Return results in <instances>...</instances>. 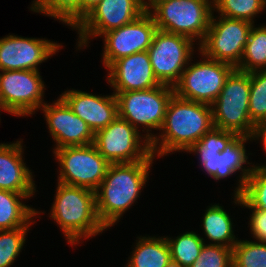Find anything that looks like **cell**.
Segmentation results:
<instances>
[{
	"label": "cell",
	"instance_id": "cell-18",
	"mask_svg": "<svg viewBox=\"0 0 266 267\" xmlns=\"http://www.w3.org/2000/svg\"><path fill=\"white\" fill-rule=\"evenodd\" d=\"M107 71V83L115 92L146 90L162 85L154 75L147 51L120 58Z\"/></svg>",
	"mask_w": 266,
	"mask_h": 267
},
{
	"label": "cell",
	"instance_id": "cell-26",
	"mask_svg": "<svg viewBox=\"0 0 266 267\" xmlns=\"http://www.w3.org/2000/svg\"><path fill=\"white\" fill-rule=\"evenodd\" d=\"M169 248L171 260L183 267H190L199 257L205 240L193 231H186L177 237H165Z\"/></svg>",
	"mask_w": 266,
	"mask_h": 267
},
{
	"label": "cell",
	"instance_id": "cell-22",
	"mask_svg": "<svg viewBox=\"0 0 266 267\" xmlns=\"http://www.w3.org/2000/svg\"><path fill=\"white\" fill-rule=\"evenodd\" d=\"M126 267H166L171 261L170 248L164 237H137Z\"/></svg>",
	"mask_w": 266,
	"mask_h": 267
},
{
	"label": "cell",
	"instance_id": "cell-12",
	"mask_svg": "<svg viewBox=\"0 0 266 267\" xmlns=\"http://www.w3.org/2000/svg\"><path fill=\"white\" fill-rule=\"evenodd\" d=\"M252 26L246 20L216 17L213 11L210 26L198 50L208 58L236 68L241 62Z\"/></svg>",
	"mask_w": 266,
	"mask_h": 267
},
{
	"label": "cell",
	"instance_id": "cell-9",
	"mask_svg": "<svg viewBox=\"0 0 266 267\" xmlns=\"http://www.w3.org/2000/svg\"><path fill=\"white\" fill-rule=\"evenodd\" d=\"M0 72L1 111L16 115V117H28V115L35 114L46 103L43 99L45 85L39 71L9 70Z\"/></svg>",
	"mask_w": 266,
	"mask_h": 267
},
{
	"label": "cell",
	"instance_id": "cell-11",
	"mask_svg": "<svg viewBox=\"0 0 266 267\" xmlns=\"http://www.w3.org/2000/svg\"><path fill=\"white\" fill-rule=\"evenodd\" d=\"M194 41L186 36L157 30L147 52L157 80L174 87L194 54ZM194 45V47H193Z\"/></svg>",
	"mask_w": 266,
	"mask_h": 267
},
{
	"label": "cell",
	"instance_id": "cell-38",
	"mask_svg": "<svg viewBox=\"0 0 266 267\" xmlns=\"http://www.w3.org/2000/svg\"><path fill=\"white\" fill-rule=\"evenodd\" d=\"M166 267H183L182 265H180L179 263L177 262H174V261H170Z\"/></svg>",
	"mask_w": 266,
	"mask_h": 267
},
{
	"label": "cell",
	"instance_id": "cell-31",
	"mask_svg": "<svg viewBox=\"0 0 266 267\" xmlns=\"http://www.w3.org/2000/svg\"><path fill=\"white\" fill-rule=\"evenodd\" d=\"M30 227L0 230V267H10L19 256L26 242Z\"/></svg>",
	"mask_w": 266,
	"mask_h": 267
},
{
	"label": "cell",
	"instance_id": "cell-2",
	"mask_svg": "<svg viewBox=\"0 0 266 267\" xmlns=\"http://www.w3.org/2000/svg\"><path fill=\"white\" fill-rule=\"evenodd\" d=\"M155 157L151 154L143 161L110 163L106 176L95 191L97 215L106 229L117 224L138 200L148 182Z\"/></svg>",
	"mask_w": 266,
	"mask_h": 267
},
{
	"label": "cell",
	"instance_id": "cell-1",
	"mask_svg": "<svg viewBox=\"0 0 266 267\" xmlns=\"http://www.w3.org/2000/svg\"><path fill=\"white\" fill-rule=\"evenodd\" d=\"M212 106L178 97L170 98L159 135L150 142L151 152L163 157L188 151L213 128Z\"/></svg>",
	"mask_w": 266,
	"mask_h": 267
},
{
	"label": "cell",
	"instance_id": "cell-28",
	"mask_svg": "<svg viewBox=\"0 0 266 267\" xmlns=\"http://www.w3.org/2000/svg\"><path fill=\"white\" fill-rule=\"evenodd\" d=\"M233 267H266V242L239 240L232 248Z\"/></svg>",
	"mask_w": 266,
	"mask_h": 267
},
{
	"label": "cell",
	"instance_id": "cell-23",
	"mask_svg": "<svg viewBox=\"0 0 266 267\" xmlns=\"http://www.w3.org/2000/svg\"><path fill=\"white\" fill-rule=\"evenodd\" d=\"M218 204H211L203 215V231L210 244L233 248L239 241L234 235L231 216Z\"/></svg>",
	"mask_w": 266,
	"mask_h": 267
},
{
	"label": "cell",
	"instance_id": "cell-19",
	"mask_svg": "<svg viewBox=\"0 0 266 267\" xmlns=\"http://www.w3.org/2000/svg\"><path fill=\"white\" fill-rule=\"evenodd\" d=\"M60 97L95 134L118 117V103L115 94L95 95L81 90H66Z\"/></svg>",
	"mask_w": 266,
	"mask_h": 267
},
{
	"label": "cell",
	"instance_id": "cell-27",
	"mask_svg": "<svg viewBox=\"0 0 266 267\" xmlns=\"http://www.w3.org/2000/svg\"><path fill=\"white\" fill-rule=\"evenodd\" d=\"M214 11L222 17L246 20L254 24V17L266 8V0H213Z\"/></svg>",
	"mask_w": 266,
	"mask_h": 267
},
{
	"label": "cell",
	"instance_id": "cell-4",
	"mask_svg": "<svg viewBox=\"0 0 266 267\" xmlns=\"http://www.w3.org/2000/svg\"><path fill=\"white\" fill-rule=\"evenodd\" d=\"M250 74L234 69L212 106L213 126L253 137L257 127L249 115Z\"/></svg>",
	"mask_w": 266,
	"mask_h": 267
},
{
	"label": "cell",
	"instance_id": "cell-37",
	"mask_svg": "<svg viewBox=\"0 0 266 267\" xmlns=\"http://www.w3.org/2000/svg\"><path fill=\"white\" fill-rule=\"evenodd\" d=\"M145 11H150L157 3L164 0H141Z\"/></svg>",
	"mask_w": 266,
	"mask_h": 267
},
{
	"label": "cell",
	"instance_id": "cell-25",
	"mask_svg": "<svg viewBox=\"0 0 266 267\" xmlns=\"http://www.w3.org/2000/svg\"><path fill=\"white\" fill-rule=\"evenodd\" d=\"M30 10L56 18L73 30L80 23V0H33Z\"/></svg>",
	"mask_w": 266,
	"mask_h": 267
},
{
	"label": "cell",
	"instance_id": "cell-6",
	"mask_svg": "<svg viewBox=\"0 0 266 267\" xmlns=\"http://www.w3.org/2000/svg\"><path fill=\"white\" fill-rule=\"evenodd\" d=\"M118 103V116L128 121L151 142L155 135L152 130L161 129L167 104L174 94V87L162 84L152 89L113 92ZM145 130V131H144Z\"/></svg>",
	"mask_w": 266,
	"mask_h": 267
},
{
	"label": "cell",
	"instance_id": "cell-13",
	"mask_svg": "<svg viewBox=\"0 0 266 267\" xmlns=\"http://www.w3.org/2000/svg\"><path fill=\"white\" fill-rule=\"evenodd\" d=\"M145 12L141 0H101L74 28L78 30L77 49L89 40L136 20Z\"/></svg>",
	"mask_w": 266,
	"mask_h": 267
},
{
	"label": "cell",
	"instance_id": "cell-30",
	"mask_svg": "<svg viewBox=\"0 0 266 267\" xmlns=\"http://www.w3.org/2000/svg\"><path fill=\"white\" fill-rule=\"evenodd\" d=\"M236 135L231 131L213 127L186 152L196 154L197 158L216 157L217 153L222 152Z\"/></svg>",
	"mask_w": 266,
	"mask_h": 267
},
{
	"label": "cell",
	"instance_id": "cell-7",
	"mask_svg": "<svg viewBox=\"0 0 266 267\" xmlns=\"http://www.w3.org/2000/svg\"><path fill=\"white\" fill-rule=\"evenodd\" d=\"M52 152L60 166L57 181L70 186L96 191L110 165L94 144L66 146Z\"/></svg>",
	"mask_w": 266,
	"mask_h": 267
},
{
	"label": "cell",
	"instance_id": "cell-3",
	"mask_svg": "<svg viewBox=\"0 0 266 267\" xmlns=\"http://www.w3.org/2000/svg\"><path fill=\"white\" fill-rule=\"evenodd\" d=\"M54 202L49 213L63 231L69 245L107 230L99 220L95 191L57 182Z\"/></svg>",
	"mask_w": 266,
	"mask_h": 267
},
{
	"label": "cell",
	"instance_id": "cell-24",
	"mask_svg": "<svg viewBox=\"0 0 266 267\" xmlns=\"http://www.w3.org/2000/svg\"><path fill=\"white\" fill-rule=\"evenodd\" d=\"M236 69L244 72H254L266 70V25L255 27L250 31L248 41L244 47V52L240 64Z\"/></svg>",
	"mask_w": 266,
	"mask_h": 267
},
{
	"label": "cell",
	"instance_id": "cell-15",
	"mask_svg": "<svg viewBox=\"0 0 266 267\" xmlns=\"http://www.w3.org/2000/svg\"><path fill=\"white\" fill-rule=\"evenodd\" d=\"M63 48L45 38L7 35L0 39V71L34 70Z\"/></svg>",
	"mask_w": 266,
	"mask_h": 267
},
{
	"label": "cell",
	"instance_id": "cell-33",
	"mask_svg": "<svg viewBox=\"0 0 266 267\" xmlns=\"http://www.w3.org/2000/svg\"><path fill=\"white\" fill-rule=\"evenodd\" d=\"M190 267H233L232 248L205 243Z\"/></svg>",
	"mask_w": 266,
	"mask_h": 267
},
{
	"label": "cell",
	"instance_id": "cell-35",
	"mask_svg": "<svg viewBox=\"0 0 266 267\" xmlns=\"http://www.w3.org/2000/svg\"><path fill=\"white\" fill-rule=\"evenodd\" d=\"M101 0H80V21L91 11Z\"/></svg>",
	"mask_w": 266,
	"mask_h": 267
},
{
	"label": "cell",
	"instance_id": "cell-36",
	"mask_svg": "<svg viewBox=\"0 0 266 267\" xmlns=\"http://www.w3.org/2000/svg\"><path fill=\"white\" fill-rule=\"evenodd\" d=\"M263 142V147L266 151V123L257 125L253 135V140H259Z\"/></svg>",
	"mask_w": 266,
	"mask_h": 267
},
{
	"label": "cell",
	"instance_id": "cell-10",
	"mask_svg": "<svg viewBox=\"0 0 266 267\" xmlns=\"http://www.w3.org/2000/svg\"><path fill=\"white\" fill-rule=\"evenodd\" d=\"M128 121L117 117L94 134V145L109 163H133L151 154L150 141Z\"/></svg>",
	"mask_w": 266,
	"mask_h": 267
},
{
	"label": "cell",
	"instance_id": "cell-32",
	"mask_svg": "<svg viewBox=\"0 0 266 267\" xmlns=\"http://www.w3.org/2000/svg\"><path fill=\"white\" fill-rule=\"evenodd\" d=\"M241 197L253 209L266 211V166L254 165Z\"/></svg>",
	"mask_w": 266,
	"mask_h": 267
},
{
	"label": "cell",
	"instance_id": "cell-5",
	"mask_svg": "<svg viewBox=\"0 0 266 267\" xmlns=\"http://www.w3.org/2000/svg\"><path fill=\"white\" fill-rule=\"evenodd\" d=\"M213 0H164L149 13L158 30L186 36L200 45L210 26Z\"/></svg>",
	"mask_w": 266,
	"mask_h": 267
},
{
	"label": "cell",
	"instance_id": "cell-17",
	"mask_svg": "<svg viewBox=\"0 0 266 267\" xmlns=\"http://www.w3.org/2000/svg\"><path fill=\"white\" fill-rule=\"evenodd\" d=\"M252 141L253 137L244 135H236L226 146V148L217 153L216 157L212 158H199L200 165L206 174L214 180H221L226 177L232 176L237 171L240 172L241 176L238 177L237 187L235 188L234 195L241 196L244 192L245 182L252 173L254 164L252 166H246L245 164H252L248 159L246 153L247 141ZM246 167V168H245Z\"/></svg>",
	"mask_w": 266,
	"mask_h": 267
},
{
	"label": "cell",
	"instance_id": "cell-34",
	"mask_svg": "<svg viewBox=\"0 0 266 267\" xmlns=\"http://www.w3.org/2000/svg\"><path fill=\"white\" fill-rule=\"evenodd\" d=\"M236 205L251 209L250 221V232L258 241L266 242V211L260 209H253L241 196L234 195V201Z\"/></svg>",
	"mask_w": 266,
	"mask_h": 267
},
{
	"label": "cell",
	"instance_id": "cell-29",
	"mask_svg": "<svg viewBox=\"0 0 266 267\" xmlns=\"http://www.w3.org/2000/svg\"><path fill=\"white\" fill-rule=\"evenodd\" d=\"M249 115L257 126L266 123V70L250 72Z\"/></svg>",
	"mask_w": 266,
	"mask_h": 267
},
{
	"label": "cell",
	"instance_id": "cell-20",
	"mask_svg": "<svg viewBox=\"0 0 266 267\" xmlns=\"http://www.w3.org/2000/svg\"><path fill=\"white\" fill-rule=\"evenodd\" d=\"M22 139L0 143V189L15 193H35L33 172L23 160Z\"/></svg>",
	"mask_w": 266,
	"mask_h": 267
},
{
	"label": "cell",
	"instance_id": "cell-21",
	"mask_svg": "<svg viewBox=\"0 0 266 267\" xmlns=\"http://www.w3.org/2000/svg\"><path fill=\"white\" fill-rule=\"evenodd\" d=\"M34 194L0 189V230L30 227L36 222L33 218L41 212L23 203L24 199H30Z\"/></svg>",
	"mask_w": 266,
	"mask_h": 267
},
{
	"label": "cell",
	"instance_id": "cell-14",
	"mask_svg": "<svg viewBox=\"0 0 266 267\" xmlns=\"http://www.w3.org/2000/svg\"><path fill=\"white\" fill-rule=\"evenodd\" d=\"M157 30L152 15L145 11L136 20L104 33L102 64L108 69L120 58L147 51Z\"/></svg>",
	"mask_w": 266,
	"mask_h": 267
},
{
	"label": "cell",
	"instance_id": "cell-8",
	"mask_svg": "<svg viewBox=\"0 0 266 267\" xmlns=\"http://www.w3.org/2000/svg\"><path fill=\"white\" fill-rule=\"evenodd\" d=\"M199 53L202 60L196 63L190 60L180 81L174 86V93L186 100L212 105L235 67Z\"/></svg>",
	"mask_w": 266,
	"mask_h": 267
},
{
	"label": "cell",
	"instance_id": "cell-16",
	"mask_svg": "<svg viewBox=\"0 0 266 267\" xmlns=\"http://www.w3.org/2000/svg\"><path fill=\"white\" fill-rule=\"evenodd\" d=\"M56 147L86 146L94 143V133L67 103L59 96L52 104L40 108Z\"/></svg>",
	"mask_w": 266,
	"mask_h": 267
}]
</instances>
